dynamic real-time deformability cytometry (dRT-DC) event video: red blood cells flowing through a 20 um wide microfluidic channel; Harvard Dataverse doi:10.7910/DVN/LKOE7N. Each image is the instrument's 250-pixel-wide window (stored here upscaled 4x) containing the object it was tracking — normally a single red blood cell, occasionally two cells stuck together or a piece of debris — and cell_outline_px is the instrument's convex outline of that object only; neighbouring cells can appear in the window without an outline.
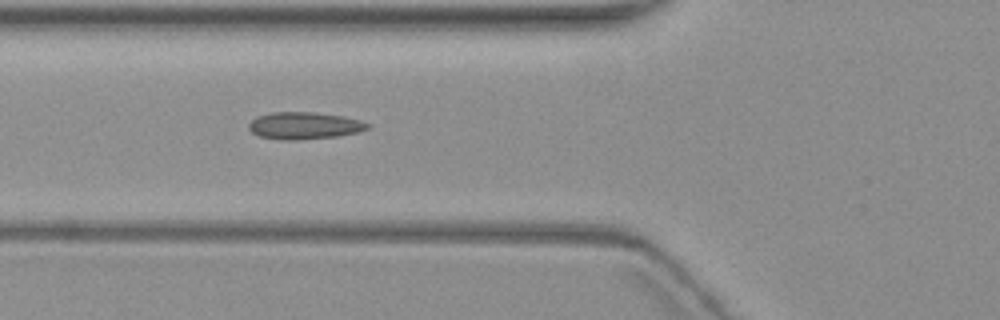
{"species": "common noctule bat (a hibernating species)", "species_latin": "Nyctalus noctula", "temperature_condition": "warm", "stored_images_in_passage": 4, "camera_frame_rate_fps": 3000, "um_per_image_px": 0.085, "animal": {"sex": "female", "body_mass_g": 19.3, "forearm_length_mm": 54.1}, "frame": {"image": 1, "passage_image": 4, "time_ms": 5.333, "image_size_px": [1000, 320], "cell_outline_px": [[372, 128], [360, 132], [336, 136], [296, 140], [280, 140], [260, 136], [252, 132], [248, 128], [248, 124], [252, 120], [260, 116], [272, 112], [312, 112], [344, 116], [360, 120], [372, 124]], "centroid_in_image_um": [25.93, 10.68], "position_along_channel_um": 99.9, "area_um2": 18.84}}